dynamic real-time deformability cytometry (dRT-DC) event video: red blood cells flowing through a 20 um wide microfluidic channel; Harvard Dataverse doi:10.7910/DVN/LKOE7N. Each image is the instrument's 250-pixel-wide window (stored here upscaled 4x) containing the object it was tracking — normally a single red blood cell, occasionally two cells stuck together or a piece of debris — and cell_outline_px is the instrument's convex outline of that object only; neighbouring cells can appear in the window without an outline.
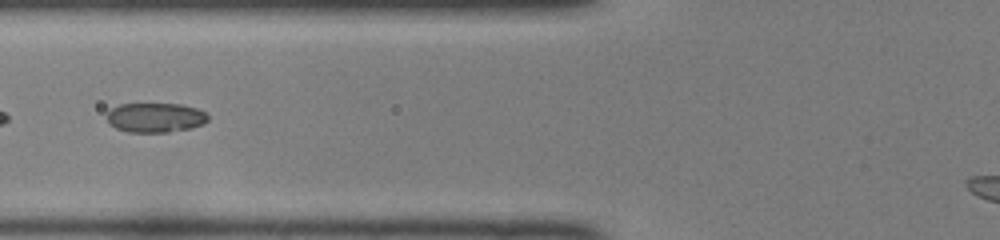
{"species": "common noctule bat (a hibernating species)", "species_latin": "Nyctalus noctula", "temperature_condition": "room temperature", "stored_images_in_passage": 40, "segment_of_instrument_passage": [2, 2], "camera_frame_rate_fps": 3000, "um_per_image_px": 0.085, "animal": {"sex": "female", "body_mass_g": 22.0, "forearm_length_mm": 56.7}, "frame": {"image": 1, "passage_image": 13, "time_ms": 4.0, "image_size_px": [1000, 240], "cell_outline_px": [[208, 120], [204, 124], [188, 128], [168, 132], [128, 132], [116, 128], [108, 124], [108, 112], [112, 108], [120, 104], [180, 104], [196, 108], [204, 112], [208, 116]], "centroid_in_image_um": [13.2, 9.99], "position_along_channel_um": 112.6, "area_um2": 17.28}}
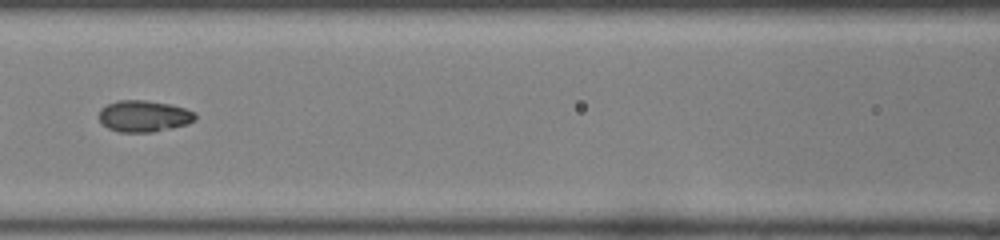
{"frame": {"image": 2, "passage_image": 16, "time_ms": 5.0, "image_size_px": [1000, 240], "cell_outline_px": [[196, 120], [188, 124], [172, 128], [152, 132], [120, 132], [108, 128], [100, 120], [100, 108], [116, 100], [144, 100], [168, 104], [184, 108], [196, 112]], "centroid_in_image_um": [12.25, 9.87], "position_along_channel_um": 154.3, "area_um2": 17.63}}